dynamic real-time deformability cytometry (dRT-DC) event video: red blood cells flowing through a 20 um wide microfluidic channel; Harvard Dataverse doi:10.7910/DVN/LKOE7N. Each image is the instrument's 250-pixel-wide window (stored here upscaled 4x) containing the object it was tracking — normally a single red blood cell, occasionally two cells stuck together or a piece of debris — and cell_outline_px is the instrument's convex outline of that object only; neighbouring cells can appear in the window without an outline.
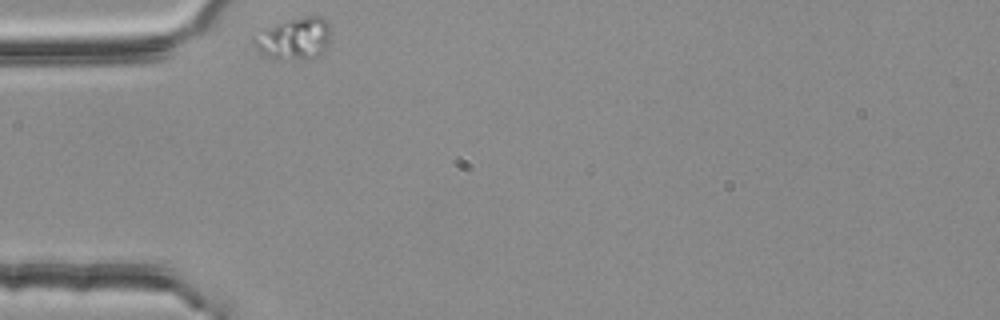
{"species": "common noctule bat (a hibernating species)", "species_latin": "Nyctalus noctula", "temperature_condition": "room temperature", "stored_images_in_passage": 35, "camera_frame_rate_fps": 3000, "um_per_image_px": 0.085, "animal": {"sex": "female", "body_mass_g": 25.1}, "frame": {"image": 1, "passage_image": 1, "time_ms": 0.0, "image_size_px": [1000, 320], "cell_outline_px": [[332, 32], [328, 44], [324, 52], [316, 56], [304, 60], [268, 56], [260, 52], [252, 44], [252, 36], [264, 28], [276, 24], [304, 16], [320, 16], [328, 20]], "centroid_in_image_um": [25.04, 3.26], "position_along_channel_um": 60.0, "area_um2": 18.9}}